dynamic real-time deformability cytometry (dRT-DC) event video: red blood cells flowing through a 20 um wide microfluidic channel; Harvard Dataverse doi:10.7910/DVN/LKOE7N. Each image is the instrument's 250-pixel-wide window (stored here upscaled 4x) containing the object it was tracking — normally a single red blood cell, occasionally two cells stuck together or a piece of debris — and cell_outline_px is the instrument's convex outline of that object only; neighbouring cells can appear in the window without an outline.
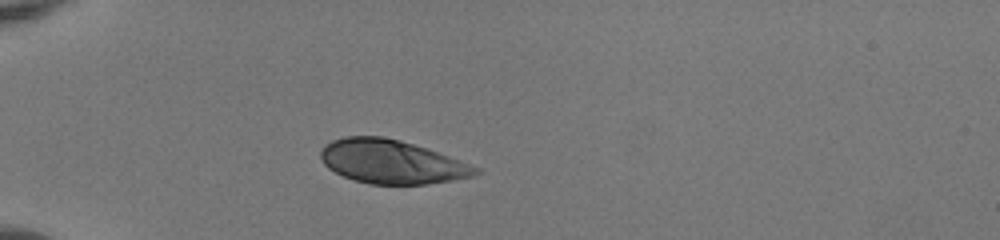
{"species": "human", "species_latin": "Homo sapiens", "temperature_condition": "room temperature", "stored_images_in_passage": 37, "camera_frame_rate_fps": 3000, "um_per_image_px": 0.085, "donor": {"sex": "female"}, "frame": {"image": 1, "passage_image": 1, "time_ms": 0.0, "image_size_px": [1000, 240], "cell_outline_px": [[484, 172], [472, 176], [452, 180], [428, 184], [368, 184], [344, 176], [328, 168], [324, 164], [320, 156], [320, 152], [332, 140], [344, 136], [384, 136], [400, 140], [428, 148], [480, 168]], "centroid_in_image_um": [33.32, 13.74], "position_along_channel_um": 51.7, "area_um2": 39.36}}
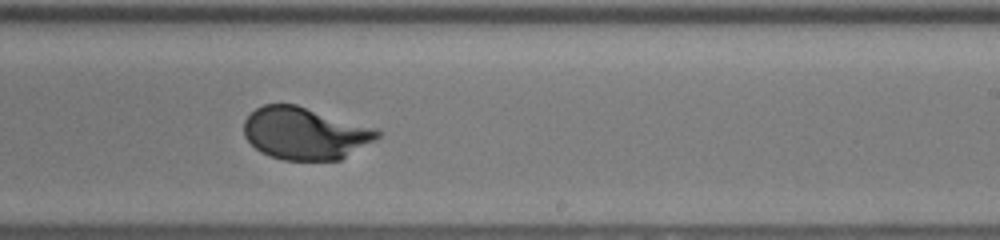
{"frame": {"image": 2, "passage_image": 19, "time_ms": 6.0, "image_size_px": [1000, 240], "cell_outline_px": [[380, 136], [376, 140], [340, 160], [284, 160], [260, 152], [244, 136], [244, 120], [256, 108], [264, 104], [296, 104], [376, 128], [380, 132]], "centroid_in_image_um": [25.93, 11.33], "position_along_channel_um": 263.1, "area_um2": 40.58}}
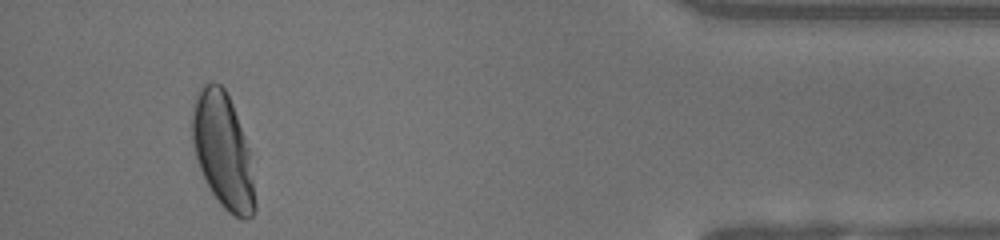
{"frame": {"image": 3, "passage_image": 34, "time_ms": 11.0, "image_size_px": [1000, 240], "cell_outline_px": [[256, 208], [252, 216], [248, 220], [244, 220], [228, 212], [220, 204], [212, 192], [200, 168], [196, 156], [192, 140], [192, 104], [196, 92], [200, 84], [212, 80], [220, 84], [224, 88], [232, 104], [244, 136], [248, 148], [256, 200]], "centroid_in_image_um": [18.93, 12.78], "position_along_channel_um": 416.3, "area_um2": 41.96}, "authors_computed_cell_mechanics": {"area_um2": 41.1536, "velocity_mm_per_s": 3.9942, "shape_relaxation_time_tau1_ms": 3.1987, "shape_relaxation_time_tau2_ms": null, "deformation_change_tau1": 0.1855, "deformation_change_tau2": null}}